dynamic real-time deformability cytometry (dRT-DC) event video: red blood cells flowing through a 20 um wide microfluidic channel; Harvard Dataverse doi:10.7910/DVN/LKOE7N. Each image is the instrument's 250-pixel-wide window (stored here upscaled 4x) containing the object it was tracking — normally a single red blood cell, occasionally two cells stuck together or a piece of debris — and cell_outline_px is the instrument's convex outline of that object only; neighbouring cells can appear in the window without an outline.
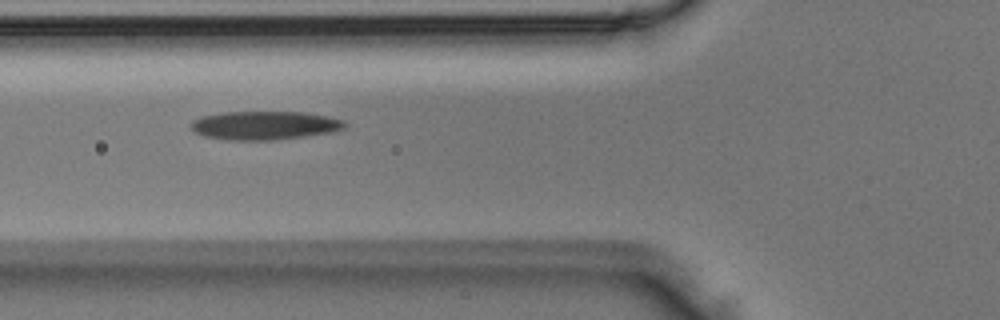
{"species": "Egyptian fruit bat (a non-hibernating species)", "species_latin": "Rousettus aegyptiacus", "temperature_condition": "room temperature", "stored_images_in_passage": 3, "camera_frame_rate_fps": 3000, "um_per_image_px": 0.085, "animal": {"sex": "male"}, "frame": {"image": 1, "passage_image": 2, "time_ms": 0.333, "image_size_px": [1000, 320], "cell_outline_px": [[348, 124], [344, 128], [336, 132], [272, 140], [228, 140], [204, 136], [196, 132], [188, 124], [192, 120], [200, 116], [224, 112], [304, 112], [328, 116], [344, 120]], "centroid_in_image_um": [22.51, 10.65], "position_along_channel_um": 103.3, "area_um2": 25.84}}
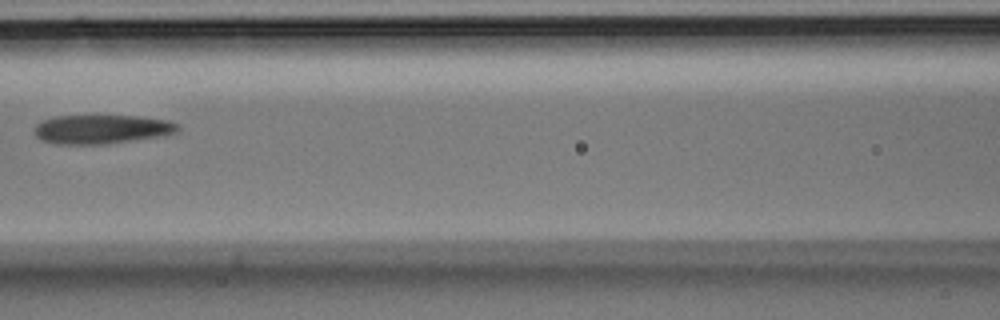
{"frame": {"image": 2, "passage_image": 3, "time_ms": 0.667, "image_size_px": [1000, 320], "cell_outline_px": [[180, 128], [176, 132], [164, 136], [104, 144], [56, 144], [44, 140], [36, 136], [36, 124], [44, 120], [56, 116], [136, 116], [168, 120], [180, 124]], "centroid_in_image_um": [8.71, 10.98], "position_along_channel_um": 157.9, "area_um2": 24.1}}